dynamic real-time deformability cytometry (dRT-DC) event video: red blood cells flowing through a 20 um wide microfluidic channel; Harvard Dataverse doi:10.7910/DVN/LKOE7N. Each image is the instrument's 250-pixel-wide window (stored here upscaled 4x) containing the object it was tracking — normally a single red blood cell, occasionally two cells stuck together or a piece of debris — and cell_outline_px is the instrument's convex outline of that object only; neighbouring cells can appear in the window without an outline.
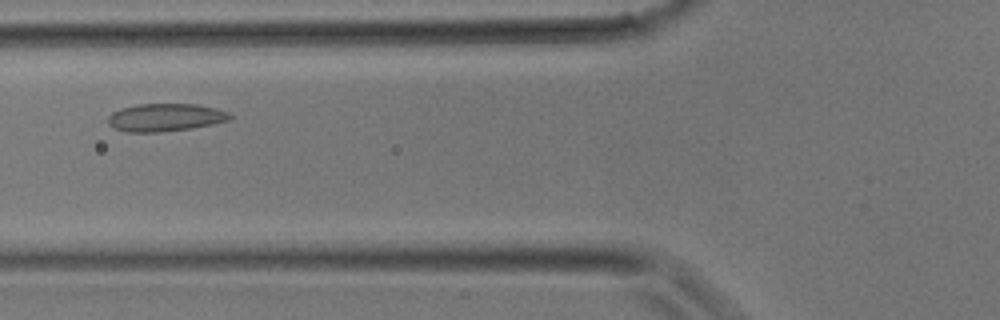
{"species": "common noctule bat (a hibernating species)", "species_latin": "Nyctalus noctula", "temperature_condition": "room temperature", "stored_images_in_passage": 27, "camera_frame_rate_fps": 3000, "um_per_image_px": 0.085, "animal": {"sex": "male", "body_mass_g": 17.9}, "frame": {"image": 1, "passage_image": 6, "time_ms": 1.667, "image_size_px": [1000, 320], "cell_outline_px": [[232, 120], [192, 128], [160, 132], [128, 132], [112, 128], [108, 124], [108, 116], [112, 112], [120, 108], [136, 104], [200, 104], [216, 108], [228, 112], [232, 116]], "centroid_in_image_um": [14.05, 9.98], "position_along_channel_um": 111.8, "area_um2": 20.0}}
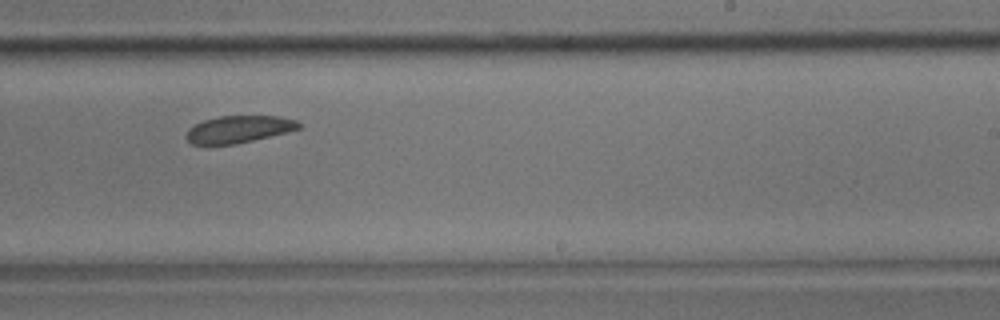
{"frame": {"image": 2, "passage_image": 14, "time_ms": 4.333, "image_size_px": [1000, 320], "cell_outline_px": [[300, 128], [236, 144], [204, 148], [192, 144], [184, 136], [188, 128], [204, 120], [220, 116], [280, 116], [296, 120], [300, 124]], "centroid_in_image_um": [20.17, 11.02], "position_along_channel_um": 268.8, "area_um2": 18.15}}
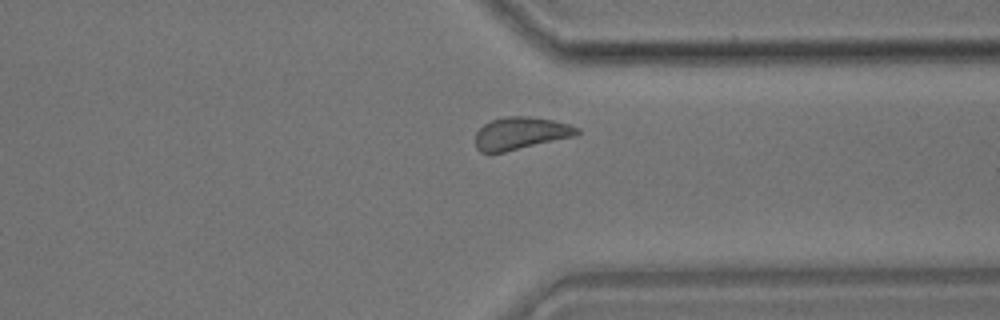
{"frame": {"image": 3, "passage_image": 19, "time_ms": 6.0, "image_size_px": [1000, 320], "cell_outline_px": [[580, 132], [576, 136], [504, 152], [480, 152], [476, 148], [476, 132], [484, 124], [492, 120], [508, 116], [524, 116], [552, 120], [568, 124], [580, 128]], "centroid_in_image_um": [44.27, 11.33], "position_along_channel_um": 367.1, "area_um2": 19.07}}